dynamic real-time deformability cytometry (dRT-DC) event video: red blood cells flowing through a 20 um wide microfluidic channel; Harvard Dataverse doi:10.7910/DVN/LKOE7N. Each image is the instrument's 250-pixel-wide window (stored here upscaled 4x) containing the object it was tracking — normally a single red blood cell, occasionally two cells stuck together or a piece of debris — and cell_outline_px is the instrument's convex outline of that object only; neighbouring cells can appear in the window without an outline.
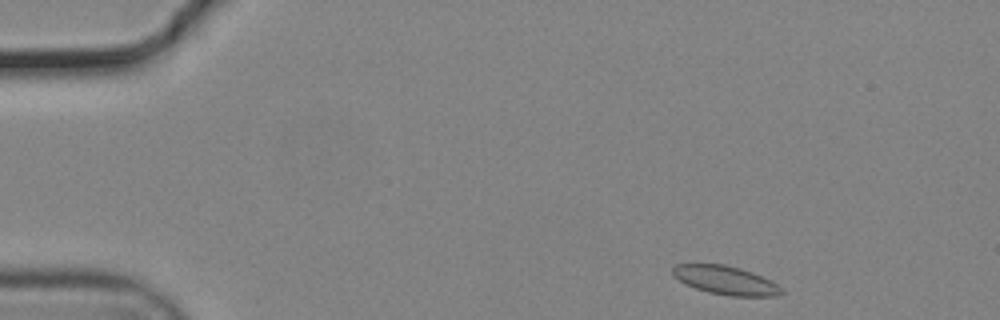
{"species": "common noctule bat (a hibernating species)", "species_latin": "Nyctalus noctula", "temperature_condition": "cold", "stored_images_in_passage": 49, "camera_frame_rate_fps": 3000, "um_per_image_px": 0.085, "animal": {"sex": "male", "body_mass_g": 19.2, "forearm_length_mm": 51.8}, "frame": {"image": 1, "passage_image": 1, "time_ms": 0.0, "image_size_px": [1000, 320], "cell_outline_px": [[784, 292], [780, 296], [728, 296], [708, 292], [684, 284], [672, 276], [672, 268], [676, 264], [724, 264], [740, 268], [752, 272], [784, 288]], "centroid_in_image_um": [61.66, 23.83], "position_along_channel_um": 23.3, "area_um2": 18.26}}
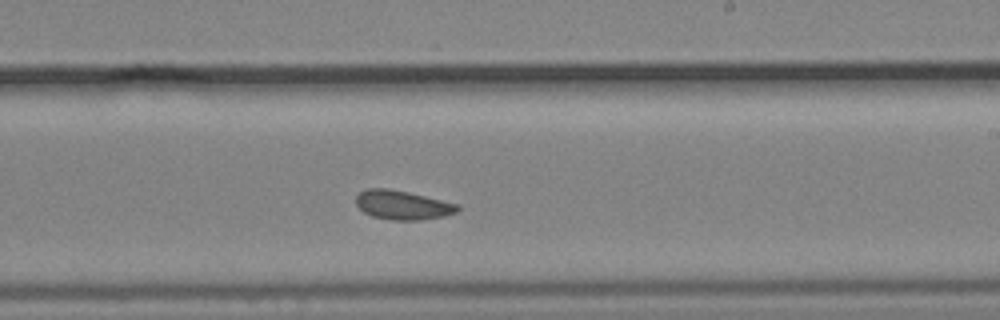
{"frame": {"image": 2, "passage_image": 27, "time_ms": 8.667, "image_size_px": [1000, 320], "cell_outline_px": [[460, 208], [456, 212], [444, 216], [424, 220], [392, 220], [372, 216], [364, 212], [356, 204], [356, 196], [360, 192], [368, 188], [388, 188], [408, 192], [460, 204]], "centroid_in_image_um": [34.24, 17.43], "position_along_channel_um": 254.8, "area_um2": 17.28}}
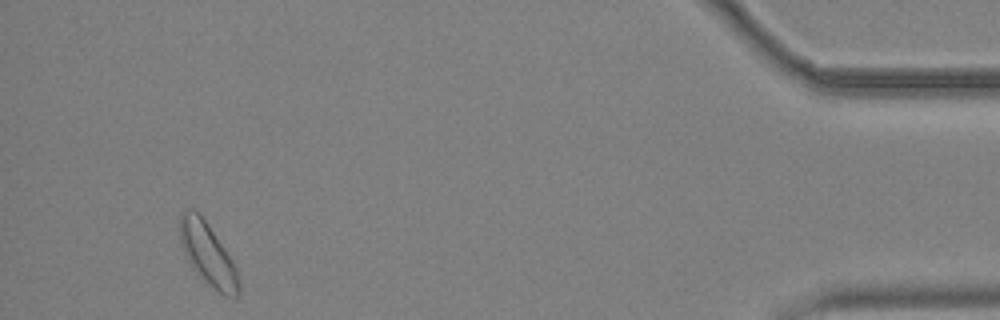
{"frame": {"image": 3, "passage_image": 46, "time_ms": 15.0, "image_size_px": [1000, 320], "cell_outline_px": [[240, 296], [224, 296], [200, 280], [192, 268], [184, 252], [180, 240], [180, 212], [184, 208], [192, 208], [200, 212], [232, 260], [236, 268], [240, 284]], "centroid_in_image_um": [17.65, 21.61], "position_along_channel_um": 417.6, "area_um2": 21.73}, "authors_computed_cell_mechanics": {"area_um2": 17.8024, "velocity_mm_per_s": 3.6686, "shape_relaxation_time_tau1_ms": 6.1883, "shape_relaxation_time_tau2_ms": 2.6152, "deformation_change_tau1": 0.0833, "deformation_change_tau2": 0.0673}}